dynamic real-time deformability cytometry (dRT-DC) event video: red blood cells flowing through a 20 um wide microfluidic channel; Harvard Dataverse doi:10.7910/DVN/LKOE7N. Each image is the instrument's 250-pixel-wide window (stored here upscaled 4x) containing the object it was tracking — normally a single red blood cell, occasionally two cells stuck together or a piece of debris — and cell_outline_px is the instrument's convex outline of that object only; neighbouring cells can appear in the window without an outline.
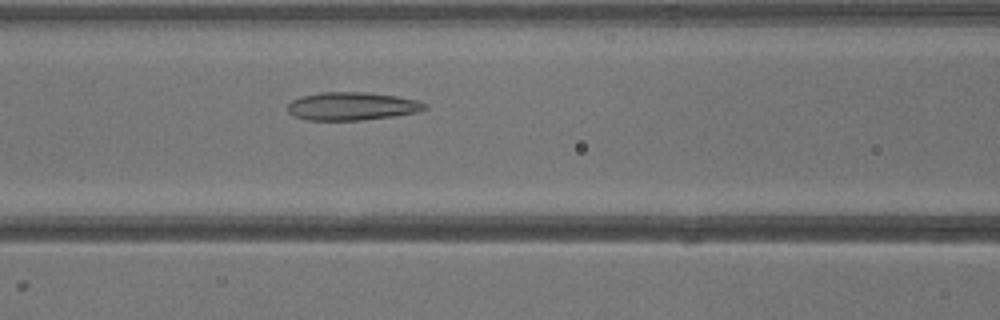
{"species": "common noctule bat (a hibernating species)", "species_latin": "Nyctalus noctula", "temperature_condition": "warm", "stored_images_in_passage": 29, "camera_frame_rate_fps": 3000, "um_per_image_px": 0.085, "animal": {"sex": "male", "body_mass_g": 13.3}, "frame": {"image": 1, "passage_image": 6, "time_ms": 1.667, "image_size_px": [1000, 320], "cell_outline_px": [[428, 108], [416, 112], [392, 116], [364, 120], [304, 120], [292, 116], [288, 112], [288, 104], [292, 100], [300, 96], [320, 92], [368, 92], [396, 96], [420, 100], [428, 104]], "centroid_in_image_um": [29.91, 9.02], "position_along_channel_um": 136.7, "area_um2": 22.72}}
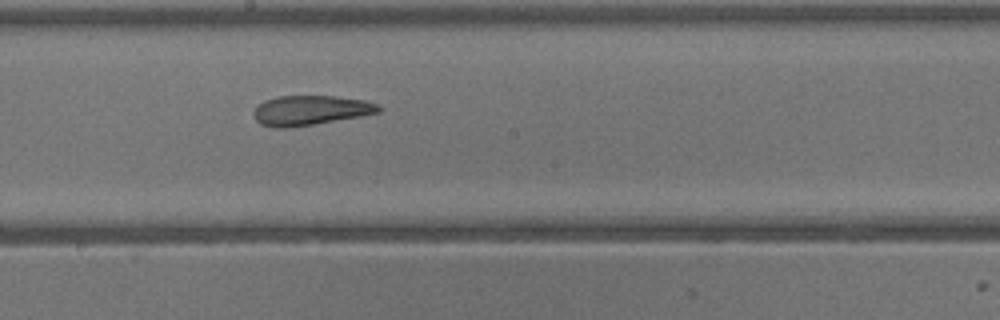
{"frame": {"image": 2, "passage_image": 11, "time_ms": 3.333, "image_size_px": [1000, 320], "cell_outline_px": [[384, 108], [380, 112], [360, 116], [312, 124], [284, 128], [276, 128], [260, 124], [256, 120], [252, 112], [264, 100], [276, 96], [336, 96], [364, 100], [380, 104]], "centroid_in_image_um": [26.4, 9.36], "position_along_channel_um": 221.8, "area_um2": 21.62}}
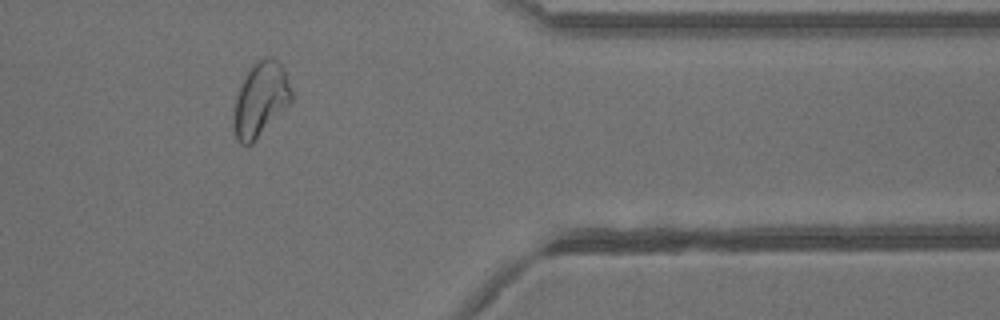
{"frame": {"image": 3, "passage_image": 22, "time_ms": 7.0, "image_size_px": [1000, 320], "cell_outline_px": [[292, 104], [252, 144], [240, 144], [236, 140], [232, 128], [232, 112], [236, 96], [240, 84], [248, 68], [260, 56], [268, 56], [276, 60], [284, 68], [292, 92]], "centroid_in_image_um": [22.13, 8.46], "position_along_channel_um": 389.3, "area_um2": 26.01}}